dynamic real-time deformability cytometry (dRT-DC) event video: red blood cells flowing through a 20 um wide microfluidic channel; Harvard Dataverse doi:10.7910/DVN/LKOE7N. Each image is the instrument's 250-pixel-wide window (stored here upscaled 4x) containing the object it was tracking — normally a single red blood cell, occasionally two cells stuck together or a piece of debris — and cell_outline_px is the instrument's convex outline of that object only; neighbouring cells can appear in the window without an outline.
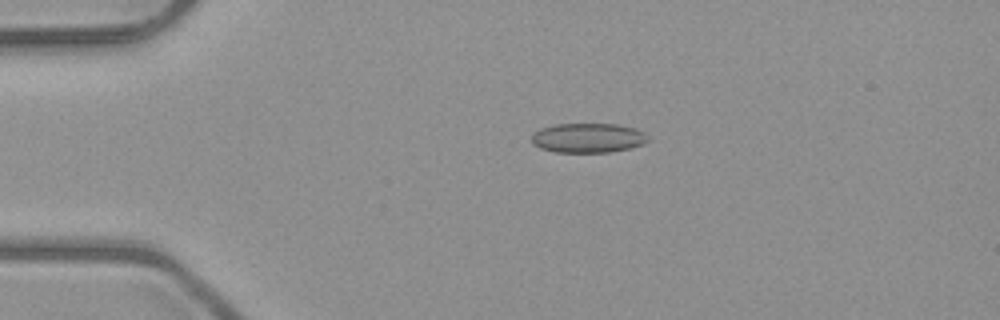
{"species": "common noctule bat (a hibernating species)", "species_latin": "Nyctalus noctula", "temperature_condition": "room temperature", "stored_images_in_passage": 42, "camera_frame_rate_fps": 3000, "um_per_image_px": 0.085, "animal": {"sex": "male", "body_mass_g": 23.1, "forearm_length_mm": 52.7}, "frame": {"image": 1, "passage_image": 2, "time_ms": 0.333, "image_size_px": [1000, 320], "cell_outline_px": [[648, 140], [640, 144], [628, 148], [608, 152], [556, 152], [540, 148], [532, 144], [532, 136], [540, 128], [556, 124], [616, 124], [632, 128], [644, 132]], "centroid_in_image_um": [49.93, 11.72], "position_along_channel_um": 35.1, "area_um2": 19.71}}
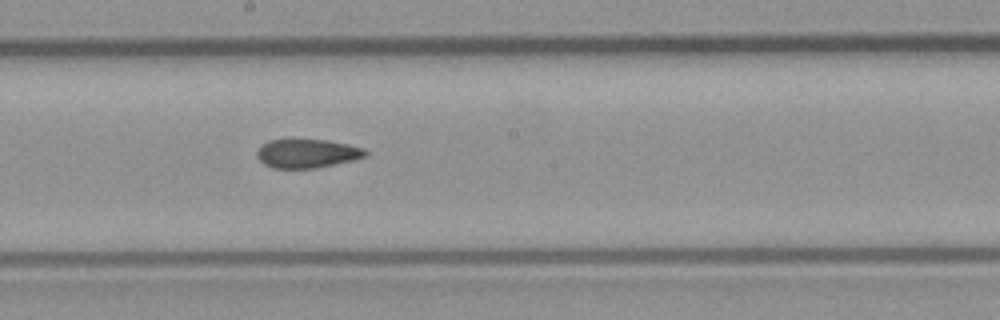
{"frame": {"image": 2, "passage_image": 19, "time_ms": 6.0, "image_size_px": [1000, 320], "cell_outline_px": [[368, 156], [356, 160], [316, 168], [272, 168], [264, 164], [256, 156], [256, 152], [260, 144], [268, 140], [284, 136], [328, 140], [348, 144], [364, 148], [368, 152]], "centroid_in_image_um": [26.07, 12.99], "position_along_channel_um": 222.1, "area_um2": 19.31}}
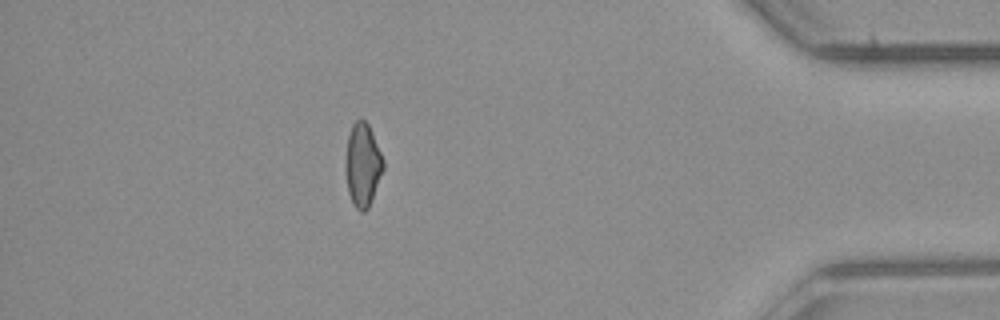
{"frame": {"image": 3, "passage_image": 36, "time_ms": 11.667, "image_size_px": [1000, 320], "cell_outline_px": [[384, 168], [368, 208], [364, 212], [360, 212], [356, 208], [348, 192], [344, 168], [344, 164], [348, 136], [352, 124], [360, 116], [368, 124], [372, 132], [384, 160]], "centroid_in_image_um": [30.81, 13.98], "position_along_channel_um": 404.4, "area_um2": 18.44}, "authors_computed_cell_mechanics": {"area_um2": 19.074, "velocity_mm_per_s": 4.0309, "shape_relaxation_time_tau1_ms": null, "shape_relaxation_time_tau2_ms": 2.849, "deformation_change_tau1": null, "deformation_change_tau2": 0.1073}}